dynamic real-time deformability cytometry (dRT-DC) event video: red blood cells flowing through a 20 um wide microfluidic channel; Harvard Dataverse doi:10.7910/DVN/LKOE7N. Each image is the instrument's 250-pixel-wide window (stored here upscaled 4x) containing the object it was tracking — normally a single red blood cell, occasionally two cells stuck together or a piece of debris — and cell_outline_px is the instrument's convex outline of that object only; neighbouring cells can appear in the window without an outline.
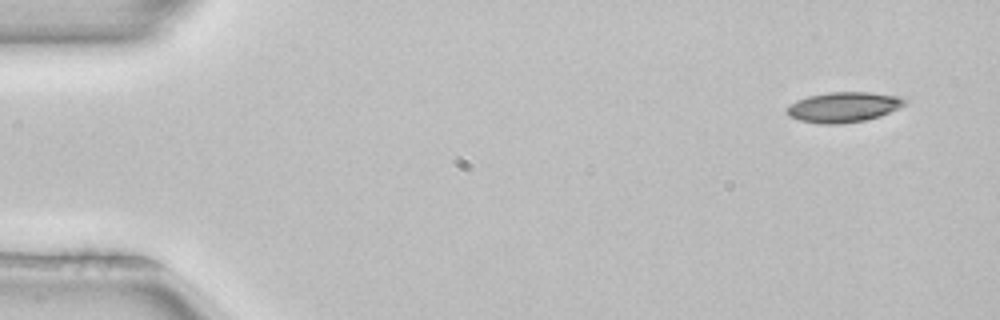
{"species": "common noctule bat (a hibernating species)", "species_latin": "Nyctalus noctula", "temperature_condition": "room temperature", "stored_images_in_passage": 4, "camera_frame_rate_fps": 3000, "um_per_image_px": 0.085, "animal": {"sex": "female", "body_mass_g": 22.7, "forearm_length_mm": 54.2}, "frame": {"image": 1, "passage_image": 1, "time_ms": 0.0, "image_size_px": [1000, 320], "cell_outline_px": [[908, 104], [900, 108], [880, 116], [864, 120], [840, 124], [820, 124], [800, 120], [788, 116], [788, 104], [796, 100], [808, 96], [828, 92], [868, 92], [896, 96], [908, 100]], "centroid_in_image_um": [71.71, 9.1], "position_along_channel_um": 13.3, "area_um2": 20.81}}
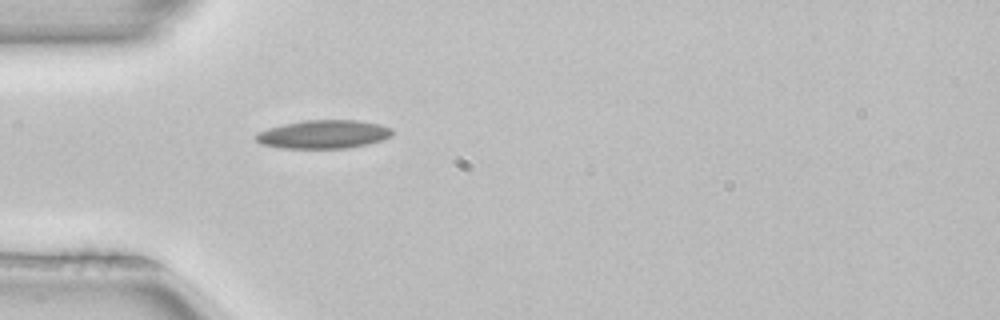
{"frame": {"image": 2, "passage_image": 4, "time_ms": 1.0, "image_size_px": [1000, 320], "cell_outline_px": [[392, 136], [384, 140], [368, 144], [344, 148], [280, 148], [260, 144], [252, 136], [256, 132], [268, 128], [284, 124], [304, 120], [356, 120], [376, 124], [392, 128]], "centroid_in_image_um": [27.45, 11.42], "position_along_channel_um": 57.5, "area_um2": 22.72}}